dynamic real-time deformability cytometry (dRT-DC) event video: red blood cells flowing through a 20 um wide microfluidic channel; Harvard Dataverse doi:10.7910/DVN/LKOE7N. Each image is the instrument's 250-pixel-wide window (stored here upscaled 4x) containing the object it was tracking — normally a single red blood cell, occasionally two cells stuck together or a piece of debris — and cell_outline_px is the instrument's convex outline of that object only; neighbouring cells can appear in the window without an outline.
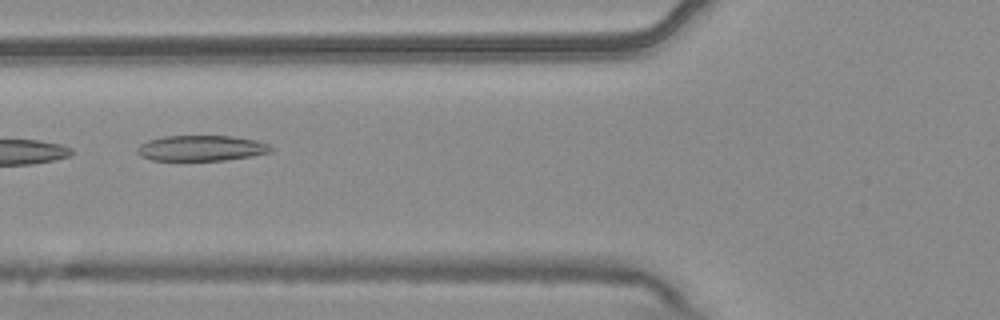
{"species": "common noctule bat (a hibernating species)", "species_latin": "Nyctalus noctula", "temperature_condition": "warm", "stored_images_in_passage": 5, "camera_frame_rate_fps": 3000, "um_per_image_px": 0.085, "animal": {"sex": "male", "body_mass_g": 20.4}, "frame": {"image": 1, "passage_image": 5, "time_ms": 1.333, "image_size_px": [1000, 320], "cell_outline_px": [[272, 152], [252, 156], [224, 160], [152, 160], [140, 156], [136, 152], [136, 148], [140, 144], [148, 140], [164, 136], [232, 136], [256, 140], [268, 144], [272, 148]], "centroid_in_image_um": [17.09, 12.59], "position_along_channel_um": 108.7, "area_um2": 19.94}}